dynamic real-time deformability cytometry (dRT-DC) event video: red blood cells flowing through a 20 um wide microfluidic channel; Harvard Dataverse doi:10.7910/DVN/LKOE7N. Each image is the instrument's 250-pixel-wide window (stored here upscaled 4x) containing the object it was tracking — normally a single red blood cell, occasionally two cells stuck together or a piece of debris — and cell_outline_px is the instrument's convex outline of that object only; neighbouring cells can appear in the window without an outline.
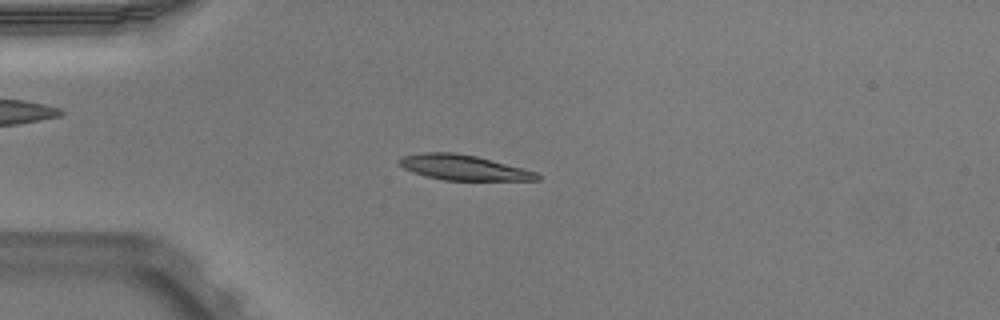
{"species": "Egyptian fruit bat (a non-hibernating species)", "species_latin": "Rousettus aegyptiacus", "temperature_condition": "warm", "stored_images_in_passage": 51, "camera_frame_rate_fps": 3000, "um_per_image_px": 0.085, "animal": {"sex": "male"}, "frame": {"image": 1, "passage_image": 13, "time_ms": 4.0, "image_size_px": [1000, 320], "cell_outline_px": [[540, 180], [444, 180], [412, 172], [404, 168], [396, 160], [404, 156], [424, 152], [456, 152], [476, 156], [524, 168], [536, 172], [540, 176]], "centroid_in_image_um": [39.4, 14.23], "position_along_channel_um": 45.6, "area_um2": 20.11}}
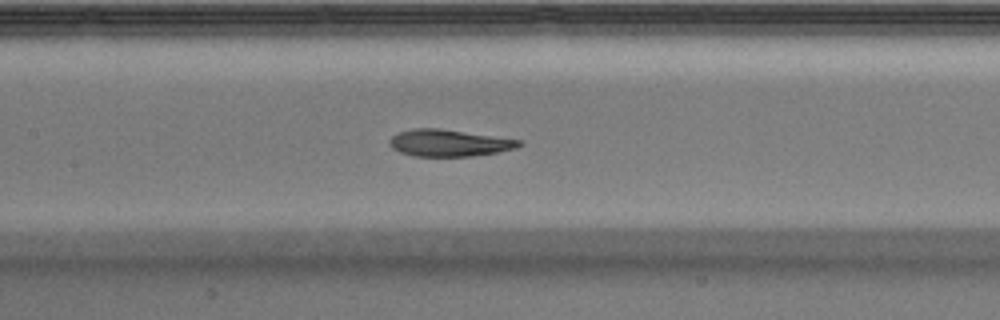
{"frame": {"image": 2, "passage_image": 24, "time_ms": 7.667, "image_size_px": [1000, 320], "cell_outline_px": [[524, 144], [516, 148], [496, 152], [472, 156], [412, 156], [400, 152], [392, 148], [388, 144], [388, 140], [392, 136], [400, 132], [412, 128], [440, 128], [520, 140]], "centroid_in_image_um": [38.13, 12.15], "position_along_channel_um": 169.3, "area_um2": 20.23}}
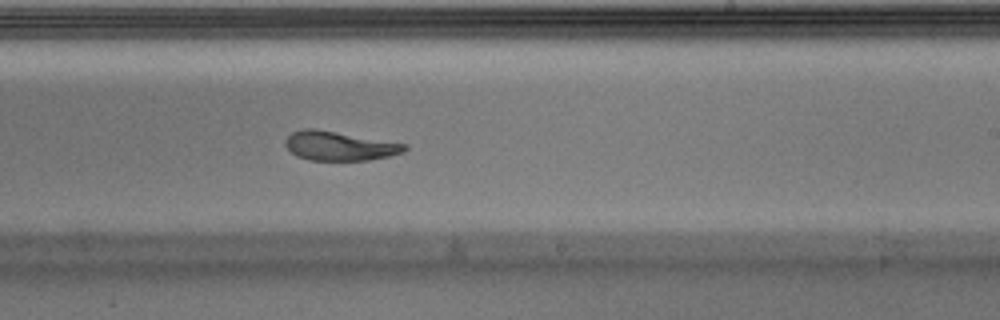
{"frame": {"image": 3, "passage_image": 31, "time_ms": 10.0, "image_size_px": [1000, 320], "cell_outline_px": [[408, 148], [404, 152], [388, 156], [368, 160], [308, 160], [296, 156], [284, 144], [284, 140], [292, 132], [304, 128], [316, 128], [408, 144]], "centroid_in_image_um": [28.84, 12.39], "position_along_channel_um": 260.2, "area_um2": 20.4}, "authors_computed_cell_mechanics": {"area_um2": 20.9814, "velocity_mm_per_s": 3.9087, "shape_relaxation_time_tau1_ms": 4.6254, "shape_relaxation_time_tau2_ms": 1.8458, "deformation_change_tau1": 0.1856, "deformation_change_tau2": 0.086}}